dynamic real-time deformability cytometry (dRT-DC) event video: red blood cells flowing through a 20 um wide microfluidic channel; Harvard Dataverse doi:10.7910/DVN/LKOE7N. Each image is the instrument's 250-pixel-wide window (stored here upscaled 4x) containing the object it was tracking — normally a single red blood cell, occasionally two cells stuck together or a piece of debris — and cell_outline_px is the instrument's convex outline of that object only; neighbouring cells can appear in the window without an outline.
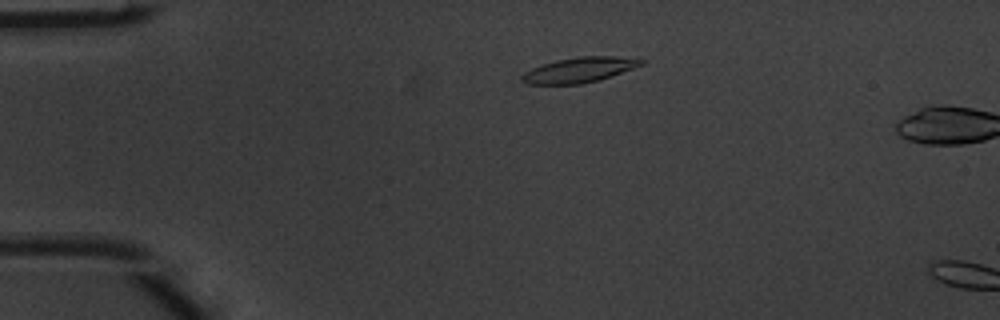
{"species": "common noctule bat (a hibernating species)", "species_latin": "Nyctalus noctula", "temperature_condition": "warm", "stored_images_in_passage": 3, "camera_frame_rate_fps": 3000, "um_per_image_px": 0.085, "animal": {"sex": "male", "body_mass_g": 20.1, "forearm_length_mm": 53.5}, "frame": {"image": 1, "passage_image": 2, "time_ms": 0.333, "image_size_px": [1000, 320], "cell_outline_px": [[648, 60], [644, 64], [612, 76], [600, 80], [580, 84], [524, 84], [520, 80], [520, 76], [524, 72], [532, 68], [556, 60], [580, 56], [616, 56]], "centroid_in_image_um": [49.25, 5.94], "position_along_channel_um": 35.8, "area_um2": 17.63}}